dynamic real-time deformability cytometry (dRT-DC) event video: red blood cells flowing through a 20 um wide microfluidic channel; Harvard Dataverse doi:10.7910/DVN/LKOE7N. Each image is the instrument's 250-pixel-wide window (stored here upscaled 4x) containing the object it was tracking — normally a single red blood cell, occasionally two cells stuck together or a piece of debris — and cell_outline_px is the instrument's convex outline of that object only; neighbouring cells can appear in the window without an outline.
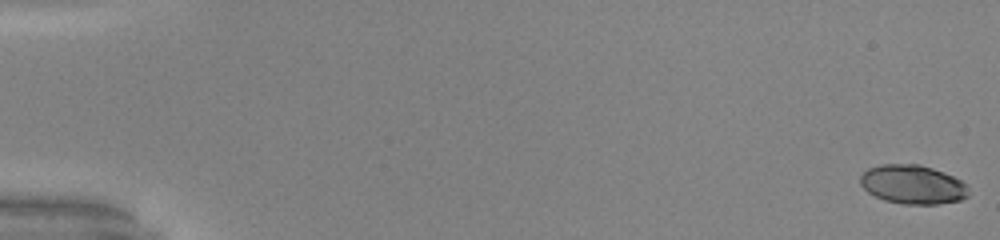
{"species": "common noctule bat (a hibernating species)", "species_latin": "Nyctalus noctula", "temperature_condition": "warm", "stored_images_in_passage": 52, "camera_frame_rate_fps": 3000, "um_per_image_px": 0.085, "animal": {"sex": "male", "body_mass_g": 20.0, "forearm_length_mm": 53.3}, "frame": {"image": 1, "passage_image": 1, "time_ms": 0.0, "image_size_px": [1000, 240], "cell_outline_px": [[968, 196], [960, 200], [936, 204], [904, 204], [884, 200], [868, 192], [860, 184], [860, 176], [868, 168], [880, 164], [920, 164], [944, 172], [968, 184]], "centroid_in_image_um": [77.58, 15.67], "position_along_channel_um": 7.4, "area_um2": 24.62}}
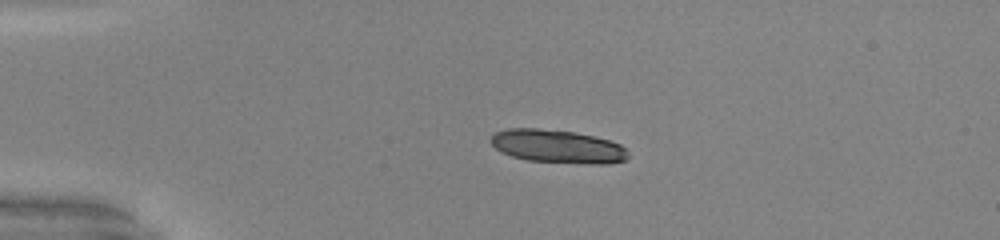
{"frame": {"image": 2, "passage_image": 13, "time_ms": 4.0, "image_size_px": [1000, 240], "cell_outline_px": [[628, 156], [624, 160], [608, 164], [588, 164], [528, 160], [512, 156], [500, 152], [488, 140], [496, 132], [508, 128], [536, 128], [576, 132], [608, 140], [620, 144], [628, 152]], "centroid_in_image_um": [47.37, 12.44], "position_along_channel_um": 37.6, "area_um2": 26.59}, "authors_computed_cell_mechanics": {"area_um2": 16.0395, "velocity_mm_per_s": 4.0721, "shape_relaxation_time_tau1_ms": 5.9656, "shape_relaxation_time_tau2_ms": 3.0113, "deformation_change_tau1": 0.245, "deformation_change_tau2": 0.0587}}